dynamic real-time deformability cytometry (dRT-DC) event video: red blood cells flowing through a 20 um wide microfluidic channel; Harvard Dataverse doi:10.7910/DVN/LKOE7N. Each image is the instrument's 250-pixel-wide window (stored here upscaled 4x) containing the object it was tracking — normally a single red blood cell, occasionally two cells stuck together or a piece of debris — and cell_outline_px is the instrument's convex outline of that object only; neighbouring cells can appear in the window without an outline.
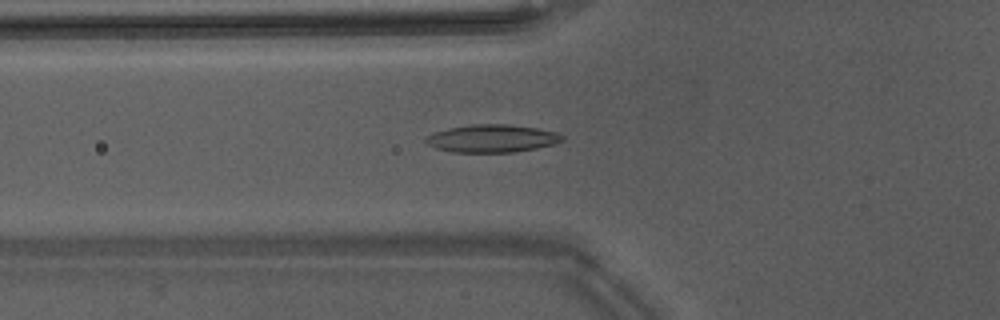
{"species": "Egyptian fruit bat (a non-hibernating species)", "species_latin": "Rousettus aegyptiacus", "temperature_condition": "warm", "stored_images_in_passage": 41, "camera_frame_rate_fps": 3000, "um_per_image_px": 0.085, "animal": {"sex": "male"}, "frame": {"image": 1, "passage_image": 11, "time_ms": 3.333, "image_size_px": [1000, 320], "cell_outline_px": [[564, 140], [552, 144], [536, 148], [516, 152], [452, 152], [436, 148], [428, 144], [424, 140], [424, 136], [448, 128], [472, 124], [508, 124], [536, 128], [556, 132], [564, 136]], "centroid_in_image_um": [41.8, 11.77], "position_along_channel_um": 84.0, "area_um2": 22.02}}
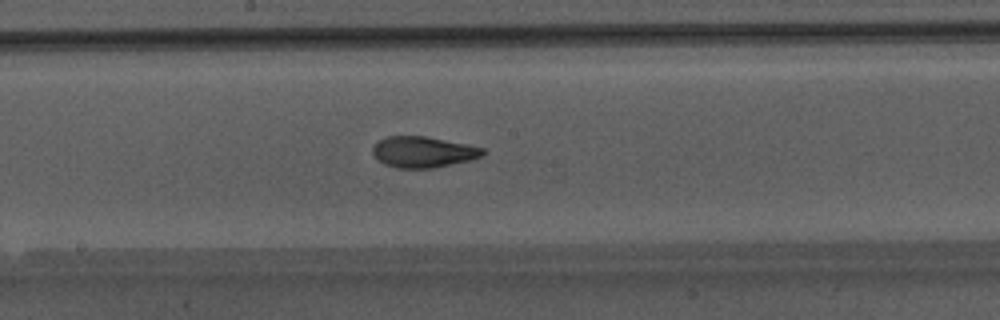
{"frame": {"image": 2, "passage_image": 20, "time_ms": 6.333, "image_size_px": [1000, 320], "cell_outline_px": [[484, 156], [468, 160], [432, 168], [396, 168], [384, 164], [372, 152], [372, 148], [380, 140], [388, 136], [424, 136], [484, 148]], "centroid_in_image_um": [35.95, 12.92], "position_along_channel_um": 212.2, "area_um2": 19.48}}
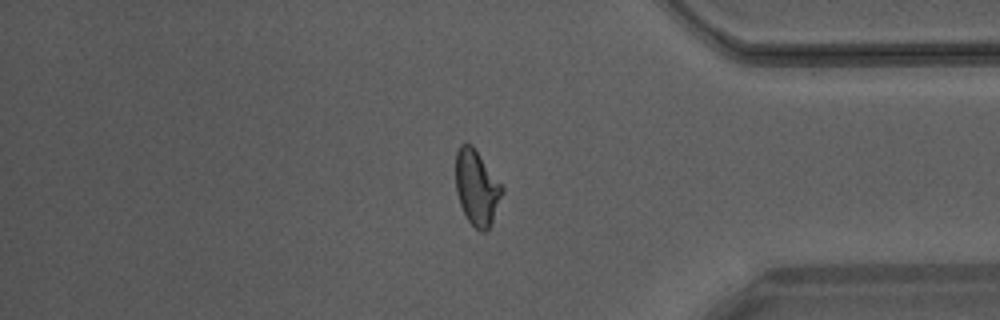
{"frame": {"image": 3, "passage_image": 34, "time_ms": 11.0, "image_size_px": [1000, 320], "cell_outline_px": [[504, 188], [492, 224], [484, 232], [480, 232], [468, 220], [460, 204], [456, 192], [456, 152], [460, 144], [472, 144]], "centroid_in_image_um": [40.52, 15.95], "position_along_channel_um": 394.7, "area_um2": 20.17}, "authors_computed_cell_mechanics": {"area_um2": 19.9988, "velocity_mm_per_s": 4.2728, "shape_relaxation_time_tau1_ms": 11.1401, "shape_relaxation_time_tau2_ms": 1.2856, "deformation_change_tau1": 0.3408, "deformation_change_tau2": 0.079}}